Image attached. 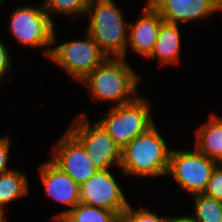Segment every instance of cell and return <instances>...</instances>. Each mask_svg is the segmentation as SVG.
Instances as JSON below:
<instances>
[{
    "label": "cell",
    "instance_id": "6da1fadb",
    "mask_svg": "<svg viewBox=\"0 0 222 222\" xmlns=\"http://www.w3.org/2000/svg\"><path fill=\"white\" fill-rule=\"evenodd\" d=\"M139 75L124 57H107L79 83L86 86L93 100L119 106L139 95Z\"/></svg>",
    "mask_w": 222,
    "mask_h": 222
},
{
    "label": "cell",
    "instance_id": "7a4b0ae2",
    "mask_svg": "<svg viewBox=\"0 0 222 222\" xmlns=\"http://www.w3.org/2000/svg\"><path fill=\"white\" fill-rule=\"evenodd\" d=\"M171 150L154 124L126 145L120 169L124 177H166Z\"/></svg>",
    "mask_w": 222,
    "mask_h": 222
},
{
    "label": "cell",
    "instance_id": "3957f363",
    "mask_svg": "<svg viewBox=\"0 0 222 222\" xmlns=\"http://www.w3.org/2000/svg\"><path fill=\"white\" fill-rule=\"evenodd\" d=\"M116 4L114 0H90L86 32L107 57L126 59L129 23Z\"/></svg>",
    "mask_w": 222,
    "mask_h": 222
},
{
    "label": "cell",
    "instance_id": "277c9868",
    "mask_svg": "<svg viewBox=\"0 0 222 222\" xmlns=\"http://www.w3.org/2000/svg\"><path fill=\"white\" fill-rule=\"evenodd\" d=\"M150 103L148 99L138 95L129 103L112 106L100 120H96L112 137L120 152L134 138L156 124L151 113Z\"/></svg>",
    "mask_w": 222,
    "mask_h": 222
},
{
    "label": "cell",
    "instance_id": "5b68a950",
    "mask_svg": "<svg viewBox=\"0 0 222 222\" xmlns=\"http://www.w3.org/2000/svg\"><path fill=\"white\" fill-rule=\"evenodd\" d=\"M10 14L9 30L17 43L28 49L42 48L44 57L48 59L56 26L42 3L36 7L31 4L18 5Z\"/></svg>",
    "mask_w": 222,
    "mask_h": 222
},
{
    "label": "cell",
    "instance_id": "8992f818",
    "mask_svg": "<svg viewBox=\"0 0 222 222\" xmlns=\"http://www.w3.org/2000/svg\"><path fill=\"white\" fill-rule=\"evenodd\" d=\"M85 34V39H73L56 45L58 40L54 31L52 49L48 57V60L61 67L78 83L107 58L90 35L87 32Z\"/></svg>",
    "mask_w": 222,
    "mask_h": 222
},
{
    "label": "cell",
    "instance_id": "52a82bcc",
    "mask_svg": "<svg viewBox=\"0 0 222 222\" xmlns=\"http://www.w3.org/2000/svg\"><path fill=\"white\" fill-rule=\"evenodd\" d=\"M67 130L84 146L90 161L98 170L120 167L121 152L112 137L97 121L91 124L85 112L77 115Z\"/></svg>",
    "mask_w": 222,
    "mask_h": 222
},
{
    "label": "cell",
    "instance_id": "ba28073f",
    "mask_svg": "<svg viewBox=\"0 0 222 222\" xmlns=\"http://www.w3.org/2000/svg\"><path fill=\"white\" fill-rule=\"evenodd\" d=\"M194 150L172 149L166 177L175 180L181 191L189 195L203 193L216 167V162L195 147Z\"/></svg>",
    "mask_w": 222,
    "mask_h": 222
},
{
    "label": "cell",
    "instance_id": "9c48e42d",
    "mask_svg": "<svg viewBox=\"0 0 222 222\" xmlns=\"http://www.w3.org/2000/svg\"><path fill=\"white\" fill-rule=\"evenodd\" d=\"M111 169L97 170L80 185V202L114 211L122 218L130 204Z\"/></svg>",
    "mask_w": 222,
    "mask_h": 222
},
{
    "label": "cell",
    "instance_id": "30bf717a",
    "mask_svg": "<svg viewBox=\"0 0 222 222\" xmlns=\"http://www.w3.org/2000/svg\"><path fill=\"white\" fill-rule=\"evenodd\" d=\"M52 148L50 160L79 185L97 172L84 146L68 130Z\"/></svg>",
    "mask_w": 222,
    "mask_h": 222
},
{
    "label": "cell",
    "instance_id": "8fae6325",
    "mask_svg": "<svg viewBox=\"0 0 222 222\" xmlns=\"http://www.w3.org/2000/svg\"><path fill=\"white\" fill-rule=\"evenodd\" d=\"M164 22L193 23L222 12V0H147Z\"/></svg>",
    "mask_w": 222,
    "mask_h": 222
},
{
    "label": "cell",
    "instance_id": "7c38bea8",
    "mask_svg": "<svg viewBox=\"0 0 222 222\" xmlns=\"http://www.w3.org/2000/svg\"><path fill=\"white\" fill-rule=\"evenodd\" d=\"M37 168L46 196L67 206L65 211H61L53 217L62 218L80 202V185L50 159L38 165Z\"/></svg>",
    "mask_w": 222,
    "mask_h": 222
},
{
    "label": "cell",
    "instance_id": "4fadbf2b",
    "mask_svg": "<svg viewBox=\"0 0 222 222\" xmlns=\"http://www.w3.org/2000/svg\"><path fill=\"white\" fill-rule=\"evenodd\" d=\"M141 11L142 17L139 16L135 23L129 24L126 54L127 49H130L139 57L147 58L153 50L164 20L147 1Z\"/></svg>",
    "mask_w": 222,
    "mask_h": 222
},
{
    "label": "cell",
    "instance_id": "5bb4252c",
    "mask_svg": "<svg viewBox=\"0 0 222 222\" xmlns=\"http://www.w3.org/2000/svg\"><path fill=\"white\" fill-rule=\"evenodd\" d=\"M179 27L178 24L167 22L161 24L157 40L147 60H159L160 67L180 64L182 33Z\"/></svg>",
    "mask_w": 222,
    "mask_h": 222
},
{
    "label": "cell",
    "instance_id": "9a60e30c",
    "mask_svg": "<svg viewBox=\"0 0 222 222\" xmlns=\"http://www.w3.org/2000/svg\"><path fill=\"white\" fill-rule=\"evenodd\" d=\"M195 148L217 165H222V116L215 113L195 133Z\"/></svg>",
    "mask_w": 222,
    "mask_h": 222
},
{
    "label": "cell",
    "instance_id": "2e32d148",
    "mask_svg": "<svg viewBox=\"0 0 222 222\" xmlns=\"http://www.w3.org/2000/svg\"><path fill=\"white\" fill-rule=\"evenodd\" d=\"M28 181L27 175L19 169L12 168L0 174V212L3 215L6 212V205L28 195Z\"/></svg>",
    "mask_w": 222,
    "mask_h": 222
},
{
    "label": "cell",
    "instance_id": "e0dca14e",
    "mask_svg": "<svg viewBox=\"0 0 222 222\" xmlns=\"http://www.w3.org/2000/svg\"><path fill=\"white\" fill-rule=\"evenodd\" d=\"M61 219L64 222H121V218L114 211L81 202Z\"/></svg>",
    "mask_w": 222,
    "mask_h": 222
},
{
    "label": "cell",
    "instance_id": "ac0fdd59",
    "mask_svg": "<svg viewBox=\"0 0 222 222\" xmlns=\"http://www.w3.org/2000/svg\"><path fill=\"white\" fill-rule=\"evenodd\" d=\"M194 214L197 222H222V201L205 195H192Z\"/></svg>",
    "mask_w": 222,
    "mask_h": 222
},
{
    "label": "cell",
    "instance_id": "d6986e66",
    "mask_svg": "<svg viewBox=\"0 0 222 222\" xmlns=\"http://www.w3.org/2000/svg\"><path fill=\"white\" fill-rule=\"evenodd\" d=\"M90 0H43L42 5L45 11L50 15L51 20L55 23V19L52 18L55 15L62 14L68 18L72 17L73 20L79 19L83 16L89 5Z\"/></svg>",
    "mask_w": 222,
    "mask_h": 222
},
{
    "label": "cell",
    "instance_id": "ffe728a7",
    "mask_svg": "<svg viewBox=\"0 0 222 222\" xmlns=\"http://www.w3.org/2000/svg\"><path fill=\"white\" fill-rule=\"evenodd\" d=\"M121 222H168V216H159L143 207L137 210L129 204L123 213Z\"/></svg>",
    "mask_w": 222,
    "mask_h": 222
},
{
    "label": "cell",
    "instance_id": "44dd1931",
    "mask_svg": "<svg viewBox=\"0 0 222 222\" xmlns=\"http://www.w3.org/2000/svg\"><path fill=\"white\" fill-rule=\"evenodd\" d=\"M205 195L222 201V165H216L213 169L205 191Z\"/></svg>",
    "mask_w": 222,
    "mask_h": 222
},
{
    "label": "cell",
    "instance_id": "7402d4cb",
    "mask_svg": "<svg viewBox=\"0 0 222 222\" xmlns=\"http://www.w3.org/2000/svg\"><path fill=\"white\" fill-rule=\"evenodd\" d=\"M10 57L11 56L8 51V46L4 43V40L0 38V81L1 82L5 81L6 79L8 81H11L12 80L11 78H13L12 77L13 73L11 72L12 61ZM9 73H12V75Z\"/></svg>",
    "mask_w": 222,
    "mask_h": 222
},
{
    "label": "cell",
    "instance_id": "603a6c76",
    "mask_svg": "<svg viewBox=\"0 0 222 222\" xmlns=\"http://www.w3.org/2000/svg\"><path fill=\"white\" fill-rule=\"evenodd\" d=\"M10 136L4 135L0 137V174L6 172L12 168L8 165L9 152L11 148Z\"/></svg>",
    "mask_w": 222,
    "mask_h": 222
},
{
    "label": "cell",
    "instance_id": "cb8c5ba5",
    "mask_svg": "<svg viewBox=\"0 0 222 222\" xmlns=\"http://www.w3.org/2000/svg\"><path fill=\"white\" fill-rule=\"evenodd\" d=\"M168 222H197L192 215L168 216Z\"/></svg>",
    "mask_w": 222,
    "mask_h": 222
},
{
    "label": "cell",
    "instance_id": "d4e9b609",
    "mask_svg": "<svg viewBox=\"0 0 222 222\" xmlns=\"http://www.w3.org/2000/svg\"><path fill=\"white\" fill-rule=\"evenodd\" d=\"M0 222H7L5 220V215H3L1 212H0Z\"/></svg>",
    "mask_w": 222,
    "mask_h": 222
},
{
    "label": "cell",
    "instance_id": "484cf974",
    "mask_svg": "<svg viewBox=\"0 0 222 222\" xmlns=\"http://www.w3.org/2000/svg\"><path fill=\"white\" fill-rule=\"evenodd\" d=\"M52 220H54V222H64L61 218H52Z\"/></svg>",
    "mask_w": 222,
    "mask_h": 222
},
{
    "label": "cell",
    "instance_id": "4316f807",
    "mask_svg": "<svg viewBox=\"0 0 222 222\" xmlns=\"http://www.w3.org/2000/svg\"><path fill=\"white\" fill-rule=\"evenodd\" d=\"M3 2H5L4 0H0V7H1V5L3 4Z\"/></svg>",
    "mask_w": 222,
    "mask_h": 222
}]
</instances>
